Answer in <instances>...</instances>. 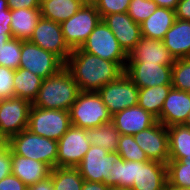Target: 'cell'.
<instances>
[{
    "label": "cell",
    "instance_id": "cell-46",
    "mask_svg": "<svg viewBox=\"0 0 190 190\" xmlns=\"http://www.w3.org/2000/svg\"><path fill=\"white\" fill-rule=\"evenodd\" d=\"M152 1H154L158 5V7H164L175 10L177 7V3L180 0H152Z\"/></svg>",
    "mask_w": 190,
    "mask_h": 190
},
{
    "label": "cell",
    "instance_id": "cell-29",
    "mask_svg": "<svg viewBox=\"0 0 190 190\" xmlns=\"http://www.w3.org/2000/svg\"><path fill=\"white\" fill-rule=\"evenodd\" d=\"M109 172L110 178L106 182L109 187L130 190L134 184V179H136L137 162L125 161L121 157H118V159L112 163V170Z\"/></svg>",
    "mask_w": 190,
    "mask_h": 190
},
{
    "label": "cell",
    "instance_id": "cell-8",
    "mask_svg": "<svg viewBox=\"0 0 190 190\" xmlns=\"http://www.w3.org/2000/svg\"><path fill=\"white\" fill-rule=\"evenodd\" d=\"M65 64L53 53L48 52L36 44L22 41L20 67L28 69L35 75L46 79L57 74Z\"/></svg>",
    "mask_w": 190,
    "mask_h": 190
},
{
    "label": "cell",
    "instance_id": "cell-11",
    "mask_svg": "<svg viewBox=\"0 0 190 190\" xmlns=\"http://www.w3.org/2000/svg\"><path fill=\"white\" fill-rule=\"evenodd\" d=\"M31 106L30 101L18 97L0 100V134L9 140L27 129Z\"/></svg>",
    "mask_w": 190,
    "mask_h": 190
},
{
    "label": "cell",
    "instance_id": "cell-16",
    "mask_svg": "<svg viewBox=\"0 0 190 190\" xmlns=\"http://www.w3.org/2000/svg\"><path fill=\"white\" fill-rule=\"evenodd\" d=\"M123 50L129 54L142 38L141 25L135 23L128 13H112L103 18Z\"/></svg>",
    "mask_w": 190,
    "mask_h": 190
},
{
    "label": "cell",
    "instance_id": "cell-28",
    "mask_svg": "<svg viewBox=\"0 0 190 190\" xmlns=\"http://www.w3.org/2000/svg\"><path fill=\"white\" fill-rule=\"evenodd\" d=\"M172 85H160L139 89L138 105L157 119Z\"/></svg>",
    "mask_w": 190,
    "mask_h": 190
},
{
    "label": "cell",
    "instance_id": "cell-12",
    "mask_svg": "<svg viewBox=\"0 0 190 190\" xmlns=\"http://www.w3.org/2000/svg\"><path fill=\"white\" fill-rule=\"evenodd\" d=\"M40 48L56 55L64 64L72 50L64 40L60 23L43 18L39 19L33 35L29 39Z\"/></svg>",
    "mask_w": 190,
    "mask_h": 190
},
{
    "label": "cell",
    "instance_id": "cell-45",
    "mask_svg": "<svg viewBox=\"0 0 190 190\" xmlns=\"http://www.w3.org/2000/svg\"><path fill=\"white\" fill-rule=\"evenodd\" d=\"M12 38L11 26H0V45Z\"/></svg>",
    "mask_w": 190,
    "mask_h": 190
},
{
    "label": "cell",
    "instance_id": "cell-4",
    "mask_svg": "<svg viewBox=\"0 0 190 190\" xmlns=\"http://www.w3.org/2000/svg\"><path fill=\"white\" fill-rule=\"evenodd\" d=\"M71 124L78 128H95L112 121V115L98 92H80L70 110Z\"/></svg>",
    "mask_w": 190,
    "mask_h": 190
},
{
    "label": "cell",
    "instance_id": "cell-2",
    "mask_svg": "<svg viewBox=\"0 0 190 190\" xmlns=\"http://www.w3.org/2000/svg\"><path fill=\"white\" fill-rule=\"evenodd\" d=\"M80 92L71 73L64 67L57 74L43 79L32 105L43 109L69 111Z\"/></svg>",
    "mask_w": 190,
    "mask_h": 190
},
{
    "label": "cell",
    "instance_id": "cell-5",
    "mask_svg": "<svg viewBox=\"0 0 190 190\" xmlns=\"http://www.w3.org/2000/svg\"><path fill=\"white\" fill-rule=\"evenodd\" d=\"M71 126L69 111L33 105L30 108L27 129L34 134L58 141Z\"/></svg>",
    "mask_w": 190,
    "mask_h": 190
},
{
    "label": "cell",
    "instance_id": "cell-27",
    "mask_svg": "<svg viewBox=\"0 0 190 190\" xmlns=\"http://www.w3.org/2000/svg\"><path fill=\"white\" fill-rule=\"evenodd\" d=\"M43 79L28 69L18 68L14 75V97L23 98L31 103L36 99Z\"/></svg>",
    "mask_w": 190,
    "mask_h": 190
},
{
    "label": "cell",
    "instance_id": "cell-23",
    "mask_svg": "<svg viewBox=\"0 0 190 190\" xmlns=\"http://www.w3.org/2000/svg\"><path fill=\"white\" fill-rule=\"evenodd\" d=\"M175 20L174 9L158 7L151 16L140 24L141 34L146 38L163 40Z\"/></svg>",
    "mask_w": 190,
    "mask_h": 190
},
{
    "label": "cell",
    "instance_id": "cell-53",
    "mask_svg": "<svg viewBox=\"0 0 190 190\" xmlns=\"http://www.w3.org/2000/svg\"><path fill=\"white\" fill-rule=\"evenodd\" d=\"M108 190H128V189H122V188H117V187H109Z\"/></svg>",
    "mask_w": 190,
    "mask_h": 190
},
{
    "label": "cell",
    "instance_id": "cell-35",
    "mask_svg": "<svg viewBox=\"0 0 190 190\" xmlns=\"http://www.w3.org/2000/svg\"><path fill=\"white\" fill-rule=\"evenodd\" d=\"M172 88L190 91V58L175 60L172 65Z\"/></svg>",
    "mask_w": 190,
    "mask_h": 190
},
{
    "label": "cell",
    "instance_id": "cell-7",
    "mask_svg": "<svg viewBox=\"0 0 190 190\" xmlns=\"http://www.w3.org/2000/svg\"><path fill=\"white\" fill-rule=\"evenodd\" d=\"M95 5H83L72 17L62 22L64 40L71 50L80 48L100 22Z\"/></svg>",
    "mask_w": 190,
    "mask_h": 190
},
{
    "label": "cell",
    "instance_id": "cell-42",
    "mask_svg": "<svg viewBox=\"0 0 190 190\" xmlns=\"http://www.w3.org/2000/svg\"><path fill=\"white\" fill-rule=\"evenodd\" d=\"M176 19L190 21V0H180L175 9Z\"/></svg>",
    "mask_w": 190,
    "mask_h": 190
},
{
    "label": "cell",
    "instance_id": "cell-41",
    "mask_svg": "<svg viewBox=\"0 0 190 190\" xmlns=\"http://www.w3.org/2000/svg\"><path fill=\"white\" fill-rule=\"evenodd\" d=\"M8 8L20 9V8H40V0H7Z\"/></svg>",
    "mask_w": 190,
    "mask_h": 190
},
{
    "label": "cell",
    "instance_id": "cell-48",
    "mask_svg": "<svg viewBox=\"0 0 190 190\" xmlns=\"http://www.w3.org/2000/svg\"><path fill=\"white\" fill-rule=\"evenodd\" d=\"M9 146V140L0 134V154H2Z\"/></svg>",
    "mask_w": 190,
    "mask_h": 190
},
{
    "label": "cell",
    "instance_id": "cell-26",
    "mask_svg": "<svg viewBox=\"0 0 190 190\" xmlns=\"http://www.w3.org/2000/svg\"><path fill=\"white\" fill-rule=\"evenodd\" d=\"M169 160H190V128L182 125L167 127Z\"/></svg>",
    "mask_w": 190,
    "mask_h": 190
},
{
    "label": "cell",
    "instance_id": "cell-30",
    "mask_svg": "<svg viewBox=\"0 0 190 190\" xmlns=\"http://www.w3.org/2000/svg\"><path fill=\"white\" fill-rule=\"evenodd\" d=\"M87 136L90 145L102 147L108 152H117L120 133L112 121L88 128Z\"/></svg>",
    "mask_w": 190,
    "mask_h": 190
},
{
    "label": "cell",
    "instance_id": "cell-31",
    "mask_svg": "<svg viewBox=\"0 0 190 190\" xmlns=\"http://www.w3.org/2000/svg\"><path fill=\"white\" fill-rule=\"evenodd\" d=\"M54 190H81L84 179L77 168L55 167L51 171Z\"/></svg>",
    "mask_w": 190,
    "mask_h": 190
},
{
    "label": "cell",
    "instance_id": "cell-36",
    "mask_svg": "<svg viewBox=\"0 0 190 190\" xmlns=\"http://www.w3.org/2000/svg\"><path fill=\"white\" fill-rule=\"evenodd\" d=\"M157 8L158 5L152 0H131L127 13L135 23L141 24L151 16Z\"/></svg>",
    "mask_w": 190,
    "mask_h": 190
},
{
    "label": "cell",
    "instance_id": "cell-9",
    "mask_svg": "<svg viewBox=\"0 0 190 190\" xmlns=\"http://www.w3.org/2000/svg\"><path fill=\"white\" fill-rule=\"evenodd\" d=\"M98 94L112 116L126 108L138 105L139 88L125 73L115 81L104 85Z\"/></svg>",
    "mask_w": 190,
    "mask_h": 190
},
{
    "label": "cell",
    "instance_id": "cell-3",
    "mask_svg": "<svg viewBox=\"0 0 190 190\" xmlns=\"http://www.w3.org/2000/svg\"><path fill=\"white\" fill-rule=\"evenodd\" d=\"M13 155L44 162L52 169L56 167L58 155V141L34 134L29 129L9 139V146Z\"/></svg>",
    "mask_w": 190,
    "mask_h": 190
},
{
    "label": "cell",
    "instance_id": "cell-47",
    "mask_svg": "<svg viewBox=\"0 0 190 190\" xmlns=\"http://www.w3.org/2000/svg\"><path fill=\"white\" fill-rule=\"evenodd\" d=\"M11 23V10L0 11V26H10Z\"/></svg>",
    "mask_w": 190,
    "mask_h": 190
},
{
    "label": "cell",
    "instance_id": "cell-14",
    "mask_svg": "<svg viewBox=\"0 0 190 190\" xmlns=\"http://www.w3.org/2000/svg\"><path fill=\"white\" fill-rule=\"evenodd\" d=\"M136 143L151 161L167 164L169 161V136L167 127L157 121L149 128L133 135Z\"/></svg>",
    "mask_w": 190,
    "mask_h": 190
},
{
    "label": "cell",
    "instance_id": "cell-13",
    "mask_svg": "<svg viewBox=\"0 0 190 190\" xmlns=\"http://www.w3.org/2000/svg\"><path fill=\"white\" fill-rule=\"evenodd\" d=\"M119 157L117 152H108L102 147L90 145L80 164L76 167L85 181L107 182L112 163Z\"/></svg>",
    "mask_w": 190,
    "mask_h": 190
},
{
    "label": "cell",
    "instance_id": "cell-19",
    "mask_svg": "<svg viewBox=\"0 0 190 190\" xmlns=\"http://www.w3.org/2000/svg\"><path fill=\"white\" fill-rule=\"evenodd\" d=\"M112 122L120 135H134L154 125L157 118L136 105L115 113Z\"/></svg>",
    "mask_w": 190,
    "mask_h": 190
},
{
    "label": "cell",
    "instance_id": "cell-25",
    "mask_svg": "<svg viewBox=\"0 0 190 190\" xmlns=\"http://www.w3.org/2000/svg\"><path fill=\"white\" fill-rule=\"evenodd\" d=\"M83 5L80 0H40V13L43 18L61 24Z\"/></svg>",
    "mask_w": 190,
    "mask_h": 190
},
{
    "label": "cell",
    "instance_id": "cell-15",
    "mask_svg": "<svg viewBox=\"0 0 190 190\" xmlns=\"http://www.w3.org/2000/svg\"><path fill=\"white\" fill-rule=\"evenodd\" d=\"M140 89L160 85H172V66L155 63H126L125 72Z\"/></svg>",
    "mask_w": 190,
    "mask_h": 190
},
{
    "label": "cell",
    "instance_id": "cell-37",
    "mask_svg": "<svg viewBox=\"0 0 190 190\" xmlns=\"http://www.w3.org/2000/svg\"><path fill=\"white\" fill-rule=\"evenodd\" d=\"M131 0H97L95 7L101 19L112 13H126Z\"/></svg>",
    "mask_w": 190,
    "mask_h": 190
},
{
    "label": "cell",
    "instance_id": "cell-10",
    "mask_svg": "<svg viewBox=\"0 0 190 190\" xmlns=\"http://www.w3.org/2000/svg\"><path fill=\"white\" fill-rule=\"evenodd\" d=\"M87 129L71 126L58 140L56 167L76 168L89 150Z\"/></svg>",
    "mask_w": 190,
    "mask_h": 190
},
{
    "label": "cell",
    "instance_id": "cell-34",
    "mask_svg": "<svg viewBox=\"0 0 190 190\" xmlns=\"http://www.w3.org/2000/svg\"><path fill=\"white\" fill-rule=\"evenodd\" d=\"M22 40L10 38L0 45V65L16 70L20 67Z\"/></svg>",
    "mask_w": 190,
    "mask_h": 190
},
{
    "label": "cell",
    "instance_id": "cell-51",
    "mask_svg": "<svg viewBox=\"0 0 190 190\" xmlns=\"http://www.w3.org/2000/svg\"><path fill=\"white\" fill-rule=\"evenodd\" d=\"M84 5H95L97 0H80Z\"/></svg>",
    "mask_w": 190,
    "mask_h": 190
},
{
    "label": "cell",
    "instance_id": "cell-49",
    "mask_svg": "<svg viewBox=\"0 0 190 190\" xmlns=\"http://www.w3.org/2000/svg\"><path fill=\"white\" fill-rule=\"evenodd\" d=\"M164 190H190V187L173 186L167 182L165 187H164Z\"/></svg>",
    "mask_w": 190,
    "mask_h": 190
},
{
    "label": "cell",
    "instance_id": "cell-20",
    "mask_svg": "<svg viewBox=\"0 0 190 190\" xmlns=\"http://www.w3.org/2000/svg\"><path fill=\"white\" fill-rule=\"evenodd\" d=\"M167 166L158 161H137V173L130 190H164Z\"/></svg>",
    "mask_w": 190,
    "mask_h": 190
},
{
    "label": "cell",
    "instance_id": "cell-21",
    "mask_svg": "<svg viewBox=\"0 0 190 190\" xmlns=\"http://www.w3.org/2000/svg\"><path fill=\"white\" fill-rule=\"evenodd\" d=\"M12 167L11 173L18 177L28 188L50 176L52 168L37 160L26 158L11 153Z\"/></svg>",
    "mask_w": 190,
    "mask_h": 190
},
{
    "label": "cell",
    "instance_id": "cell-17",
    "mask_svg": "<svg viewBox=\"0 0 190 190\" xmlns=\"http://www.w3.org/2000/svg\"><path fill=\"white\" fill-rule=\"evenodd\" d=\"M145 62L172 66L175 62V58L165 47L162 40L142 36L135 48L128 54L127 63Z\"/></svg>",
    "mask_w": 190,
    "mask_h": 190
},
{
    "label": "cell",
    "instance_id": "cell-24",
    "mask_svg": "<svg viewBox=\"0 0 190 190\" xmlns=\"http://www.w3.org/2000/svg\"><path fill=\"white\" fill-rule=\"evenodd\" d=\"M41 18L40 8L11 9L12 38L27 41L33 35L34 29Z\"/></svg>",
    "mask_w": 190,
    "mask_h": 190
},
{
    "label": "cell",
    "instance_id": "cell-43",
    "mask_svg": "<svg viewBox=\"0 0 190 190\" xmlns=\"http://www.w3.org/2000/svg\"><path fill=\"white\" fill-rule=\"evenodd\" d=\"M28 190H54L51 174L45 179L39 180L35 184L31 185Z\"/></svg>",
    "mask_w": 190,
    "mask_h": 190
},
{
    "label": "cell",
    "instance_id": "cell-1",
    "mask_svg": "<svg viewBox=\"0 0 190 190\" xmlns=\"http://www.w3.org/2000/svg\"><path fill=\"white\" fill-rule=\"evenodd\" d=\"M65 68L82 92H98L125 72L119 63L84 52L81 48L72 50Z\"/></svg>",
    "mask_w": 190,
    "mask_h": 190
},
{
    "label": "cell",
    "instance_id": "cell-22",
    "mask_svg": "<svg viewBox=\"0 0 190 190\" xmlns=\"http://www.w3.org/2000/svg\"><path fill=\"white\" fill-rule=\"evenodd\" d=\"M176 59L190 57V21L176 19L162 40Z\"/></svg>",
    "mask_w": 190,
    "mask_h": 190
},
{
    "label": "cell",
    "instance_id": "cell-40",
    "mask_svg": "<svg viewBox=\"0 0 190 190\" xmlns=\"http://www.w3.org/2000/svg\"><path fill=\"white\" fill-rule=\"evenodd\" d=\"M12 160L11 149L8 147L2 154H0V181L11 173Z\"/></svg>",
    "mask_w": 190,
    "mask_h": 190
},
{
    "label": "cell",
    "instance_id": "cell-32",
    "mask_svg": "<svg viewBox=\"0 0 190 190\" xmlns=\"http://www.w3.org/2000/svg\"><path fill=\"white\" fill-rule=\"evenodd\" d=\"M166 166L169 184L190 187V160H169Z\"/></svg>",
    "mask_w": 190,
    "mask_h": 190
},
{
    "label": "cell",
    "instance_id": "cell-39",
    "mask_svg": "<svg viewBox=\"0 0 190 190\" xmlns=\"http://www.w3.org/2000/svg\"><path fill=\"white\" fill-rule=\"evenodd\" d=\"M28 187L15 175L10 174L0 181V190H27Z\"/></svg>",
    "mask_w": 190,
    "mask_h": 190
},
{
    "label": "cell",
    "instance_id": "cell-33",
    "mask_svg": "<svg viewBox=\"0 0 190 190\" xmlns=\"http://www.w3.org/2000/svg\"><path fill=\"white\" fill-rule=\"evenodd\" d=\"M117 153L125 161H150L146 153L136 143L133 135H120Z\"/></svg>",
    "mask_w": 190,
    "mask_h": 190
},
{
    "label": "cell",
    "instance_id": "cell-44",
    "mask_svg": "<svg viewBox=\"0 0 190 190\" xmlns=\"http://www.w3.org/2000/svg\"><path fill=\"white\" fill-rule=\"evenodd\" d=\"M109 186L105 182L85 181L81 190H108Z\"/></svg>",
    "mask_w": 190,
    "mask_h": 190
},
{
    "label": "cell",
    "instance_id": "cell-6",
    "mask_svg": "<svg viewBox=\"0 0 190 190\" xmlns=\"http://www.w3.org/2000/svg\"><path fill=\"white\" fill-rule=\"evenodd\" d=\"M80 48L84 52L99 56L102 59L117 62L124 69L126 67L128 54L120 46L115 35L103 19L100 20Z\"/></svg>",
    "mask_w": 190,
    "mask_h": 190
},
{
    "label": "cell",
    "instance_id": "cell-52",
    "mask_svg": "<svg viewBox=\"0 0 190 190\" xmlns=\"http://www.w3.org/2000/svg\"><path fill=\"white\" fill-rule=\"evenodd\" d=\"M183 125L190 128V111L187 114L186 121L184 122Z\"/></svg>",
    "mask_w": 190,
    "mask_h": 190
},
{
    "label": "cell",
    "instance_id": "cell-50",
    "mask_svg": "<svg viewBox=\"0 0 190 190\" xmlns=\"http://www.w3.org/2000/svg\"><path fill=\"white\" fill-rule=\"evenodd\" d=\"M9 10L7 0H0V11Z\"/></svg>",
    "mask_w": 190,
    "mask_h": 190
},
{
    "label": "cell",
    "instance_id": "cell-38",
    "mask_svg": "<svg viewBox=\"0 0 190 190\" xmlns=\"http://www.w3.org/2000/svg\"><path fill=\"white\" fill-rule=\"evenodd\" d=\"M15 70L0 65V100L14 97Z\"/></svg>",
    "mask_w": 190,
    "mask_h": 190
},
{
    "label": "cell",
    "instance_id": "cell-18",
    "mask_svg": "<svg viewBox=\"0 0 190 190\" xmlns=\"http://www.w3.org/2000/svg\"><path fill=\"white\" fill-rule=\"evenodd\" d=\"M190 111L189 91L171 88L161 109V115L157 121L164 126L182 125L186 121Z\"/></svg>",
    "mask_w": 190,
    "mask_h": 190
}]
</instances>
